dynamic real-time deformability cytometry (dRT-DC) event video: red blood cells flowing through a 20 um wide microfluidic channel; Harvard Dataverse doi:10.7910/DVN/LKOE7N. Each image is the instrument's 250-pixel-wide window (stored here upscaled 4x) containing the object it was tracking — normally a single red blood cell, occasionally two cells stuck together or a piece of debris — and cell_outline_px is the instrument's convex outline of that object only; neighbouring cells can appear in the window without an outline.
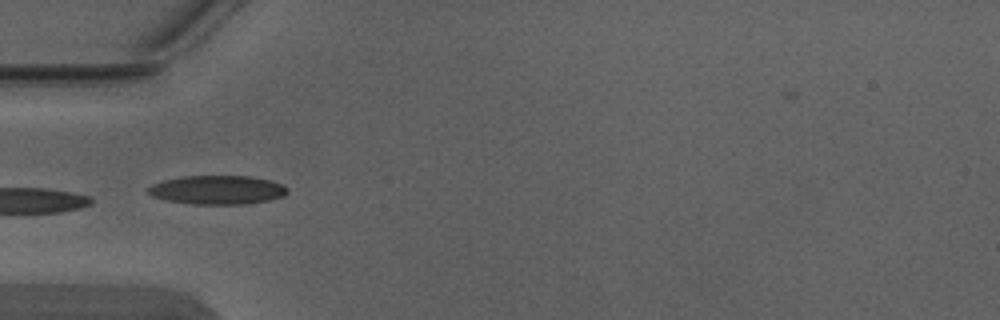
{"species": "Egyptian fruit bat (a non-hibernating species)", "species_latin": "Rousettus aegyptiacus", "temperature_condition": "warm", "stored_images_in_passage": 4, "camera_frame_rate_fps": 3000, "um_per_image_px": 0.085, "animal": {"sex": "male"}, "frame": {"image": 1, "passage_image": 4, "time_ms": 1.0, "image_size_px": [1000, 320], "cell_outline_px": [[288, 192], [284, 196], [268, 200], [244, 204], [192, 204], [164, 200], [152, 196], [144, 188], [152, 184], [164, 180], [184, 176], [252, 176], [272, 180], [284, 184], [288, 188]], "centroid_in_image_um": [18.48, 16.13], "position_along_channel_um": 66.5, "area_um2": 23.7}}